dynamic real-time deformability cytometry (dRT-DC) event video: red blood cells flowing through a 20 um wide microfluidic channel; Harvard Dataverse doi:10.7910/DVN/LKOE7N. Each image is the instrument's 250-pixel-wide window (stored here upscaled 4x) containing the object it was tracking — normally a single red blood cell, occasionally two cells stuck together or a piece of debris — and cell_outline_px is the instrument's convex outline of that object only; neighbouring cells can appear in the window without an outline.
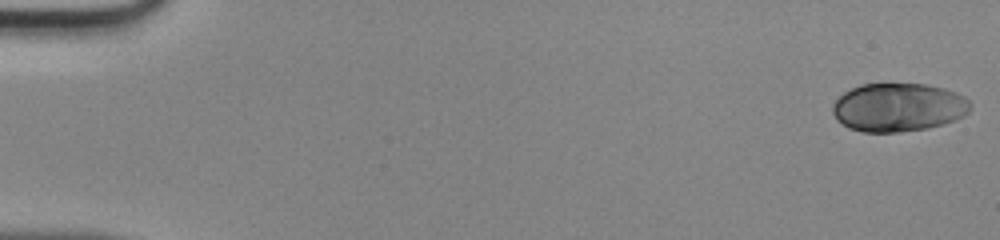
{"species": "human", "species_latin": "Homo sapiens", "temperature_condition": "room temperature", "stored_images_in_passage": 47, "camera_frame_rate_fps": 3000, "um_per_image_px": 0.085, "donor": {"sex": "male"}, "frame": {"image": 1, "passage_image": 1, "time_ms": 0.0, "image_size_px": [1000, 240], "cell_outline_px": [[972, 108], [964, 116], [956, 120], [928, 128], [900, 132], [860, 132], [848, 128], [836, 120], [832, 112], [832, 104], [844, 92], [860, 84], [924, 84], [944, 88], [956, 92], [964, 96], [972, 104]], "centroid_in_image_um": [76.36, 9.13], "position_along_channel_um": 8.6, "area_um2": 39.25}}
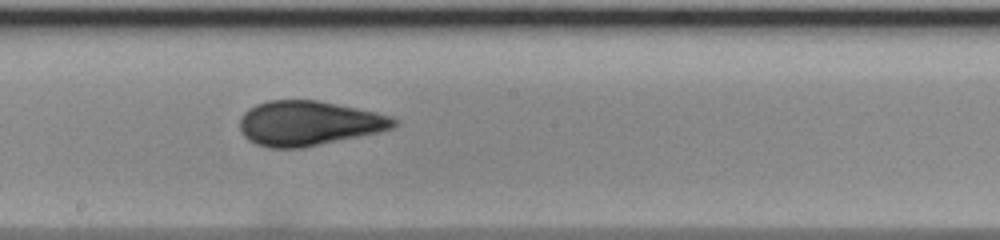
{"frame": {"image": 2, "passage_image": 27, "time_ms": 8.667, "image_size_px": [1000, 240], "cell_outline_px": [[396, 128], [380, 132], [300, 148], [268, 148], [256, 144], [248, 140], [240, 132], [240, 116], [248, 108], [256, 104], [268, 100], [316, 100], [376, 112], [392, 116], [396, 120]], "centroid_in_image_um": [26.21, 10.48], "position_along_channel_um": 222.0, "area_um2": 40.23}}
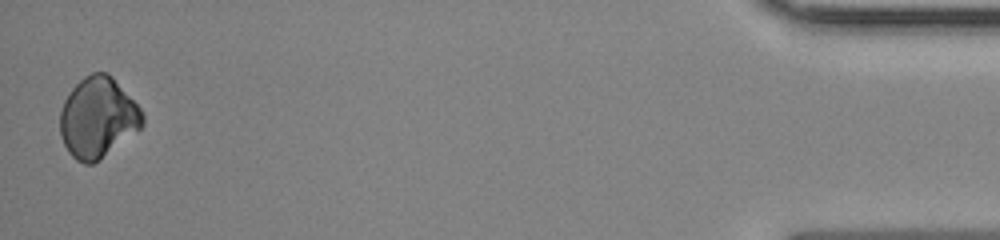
{"frame": {"image": 3, "passage_image": 47, "time_ms": 15.333, "image_size_px": [1000, 240], "cell_outline_px": [[144, 124], [140, 128], [100, 160], [92, 164], [84, 164], [76, 160], [68, 152], [60, 136], [60, 112], [64, 100], [72, 88], [84, 76], [92, 72], [108, 72], [112, 76], [140, 108], [144, 116]], "centroid_in_image_um": [8.3, 10.0], "position_along_channel_um": 426.9, "area_um2": 38.61}}